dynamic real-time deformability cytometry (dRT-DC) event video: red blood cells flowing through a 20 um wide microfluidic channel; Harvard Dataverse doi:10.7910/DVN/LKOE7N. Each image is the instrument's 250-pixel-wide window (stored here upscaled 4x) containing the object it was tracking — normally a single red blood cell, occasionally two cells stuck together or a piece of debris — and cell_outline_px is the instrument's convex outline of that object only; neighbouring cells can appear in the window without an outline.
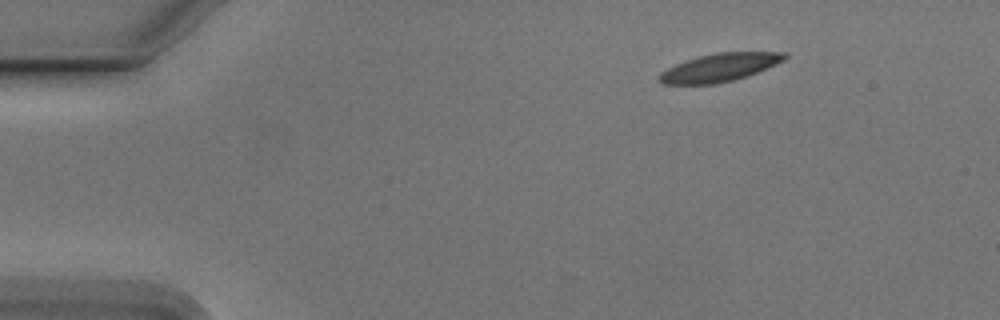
{"species": "Egyptian fruit bat (a non-hibernating species)", "species_latin": "Rousettus aegyptiacus", "temperature_condition": "cold", "stored_images_in_passage": 5, "camera_frame_rate_fps": 3000, "um_per_image_px": 0.085, "animal": {"sex": "male"}, "frame": {"image": 1, "passage_image": 4, "time_ms": 1.0, "image_size_px": [1000, 320], "cell_outline_px": [[780, 56], [776, 60], [760, 68], [736, 76], [716, 80], [668, 80], [724, 56]], "centroid_in_image_um": [61.76, 5.76], "position_along_channel_um": 23.2, "area_um2": 10.4}}